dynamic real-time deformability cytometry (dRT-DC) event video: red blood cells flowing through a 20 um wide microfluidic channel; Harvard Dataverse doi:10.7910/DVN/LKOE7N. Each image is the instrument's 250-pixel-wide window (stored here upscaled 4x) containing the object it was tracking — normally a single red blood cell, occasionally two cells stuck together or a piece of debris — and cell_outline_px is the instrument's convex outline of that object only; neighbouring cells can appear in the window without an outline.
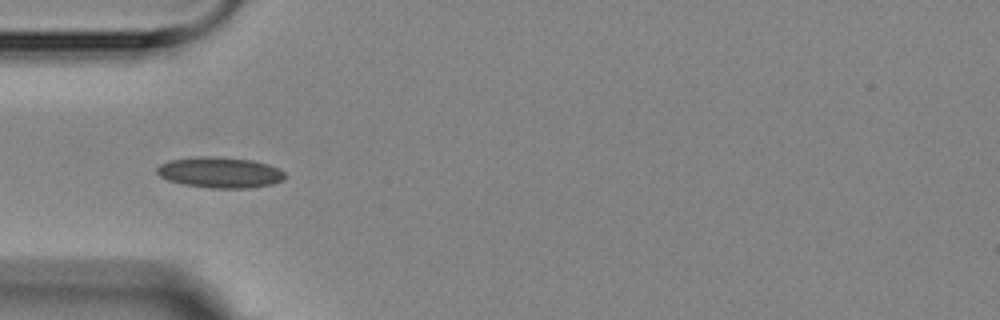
{"species": "Egyptian fruit bat (a non-hibernating species)", "species_latin": "Rousettus aegyptiacus", "temperature_condition": "room temperature", "stored_images_in_passage": 6, "camera_frame_rate_fps": 3000, "um_per_image_px": 0.085, "animal": {"sex": "female"}, "frame": {"image": 1, "passage_image": 1, "time_ms": 0.0, "image_size_px": [1000, 320], "cell_outline_px": [[284, 180], [272, 184], [248, 188], [208, 188], [184, 184], [168, 180], [160, 176], [156, 172], [156, 168], [160, 164], [168, 160], [196, 156], [212, 156], [252, 160], [268, 164], [284, 172]], "centroid_in_image_um": [18.66, 14.65], "position_along_channel_um": 66.3, "area_um2": 23.0}}
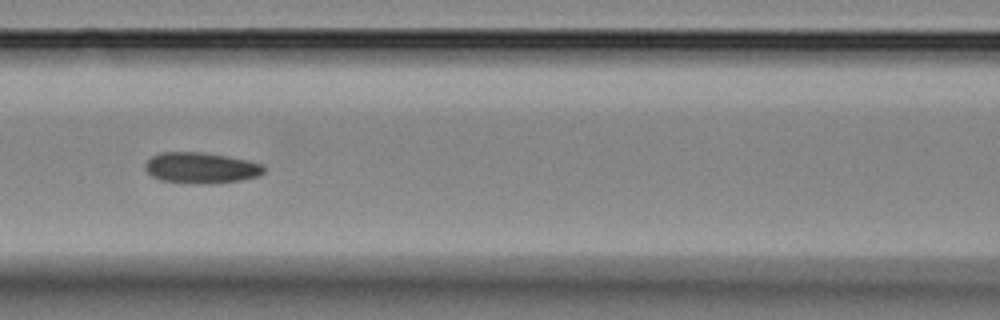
{"frame": {"image": 2, "passage_image": 3, "time_ms": 2.333, "image_size_px": [1000, 320], "cell_outline_px": [[264, 172], [256, 176], [240, 180], [200, 184], [160, 180], [152, 176], [144, 168], [144, 164], [152, 156], [160, 152], [200, 152], [228, 156], [260, 164], [264, 168]], "centroid_in_image_um": [17.02, 14.26], "position_along_channel_um": 149.6, "area_um2": 21.04}}
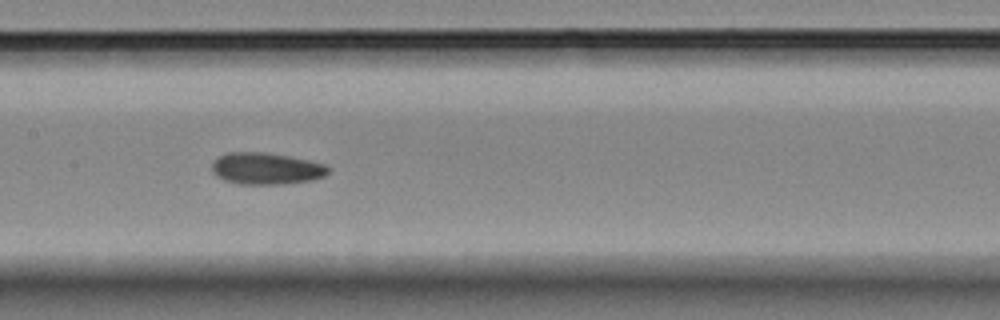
{"frame": {"image": 3, "passage_image": 4, "time_ms": 3.333, "image_size_px": [1000, 320], "cell_outline_px": [[328, 172], [324, 176], [312, 180], [284, 184], [236, 184], [224, 180], [216, 176], [212, 172], [212, 164], [220, 156], [228, 152], [264, 152], [288, 156], [308, 160], [324, 164], [328, 168]], "centroid_in_image_um": [22.6, 14.33], "position_along_channel_um": 184.8, "area_um2": 21.44}}